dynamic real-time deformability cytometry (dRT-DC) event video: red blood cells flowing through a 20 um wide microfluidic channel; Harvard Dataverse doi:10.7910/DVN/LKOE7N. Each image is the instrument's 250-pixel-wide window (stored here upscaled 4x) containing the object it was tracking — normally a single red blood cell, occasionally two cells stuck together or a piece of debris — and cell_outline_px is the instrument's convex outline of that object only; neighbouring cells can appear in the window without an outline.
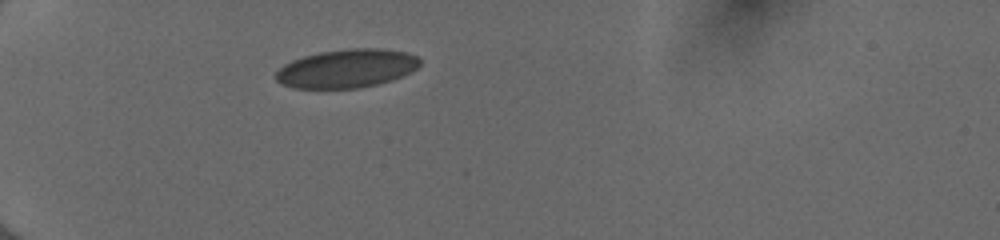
{"species": "human", "species_latin": "Homo sapiens", "temperature_condition": "cold", "stored_images_in_passage": 36, "camera_frame_rate_fps": 3000, "um_per_image_px": 0.085, "donor": {"sex": "female"}, "frame": {"image": 1, "passage_image": 1, "time_ms": 0.0, "image_size_px": [1000, 240], "cell_outline_px": [[420, 64], [416, 68], [392, 80], [360, 88], [292, 88], [280, 84], [276, 80], [276, 72], [284, 64], [292, 60], [304, 56], [320, 52], [348, 48], [380, 48], [404, 52], [416, 56], [420, 60]], "centroid_in_image_um": [29.43, 5.82], "position_along_channel_um": 55.6, "area_um2": 32.19}}
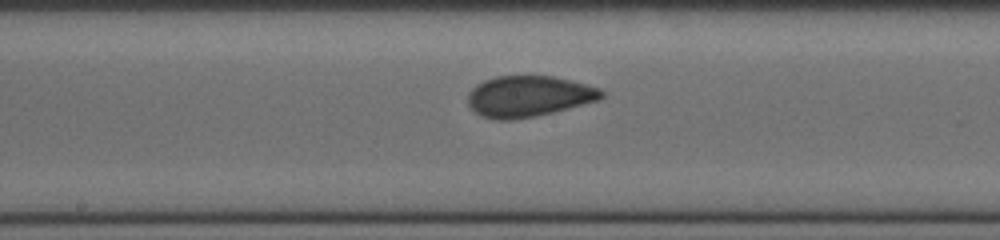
{"frame": {"image": 2, "passage_image": 14, "time_ms": 4.333, "image_size_px": [1000, 240], "cell_outline_px": [[604, 96], [600, 100], [536, 116], [512, 120], [496, 120], [480, 116], [468, 104], [468, 92], [476, 84], [484, 80], [496, 76], [552, 76], [572, 80], [600, 88], [604, 92]], "centroid_in_image_um": [44.93, 8.18], "position_along_channel_um": 203.3, "area_um2": 32.08}}
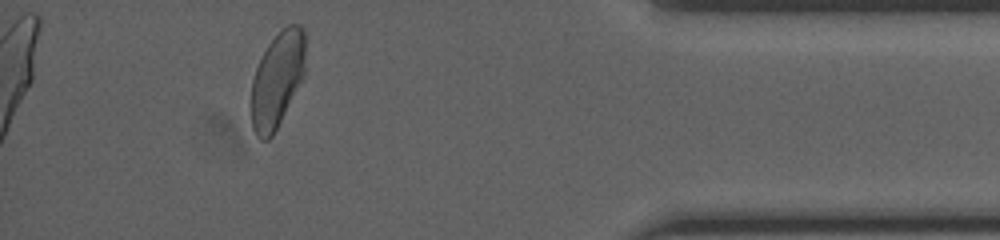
{"frame": {"image": 3, "passage_image": 32, "time_ms": 10.333, "image_size_px": [1000, 240], "cell_outline_px": [[304, 76], [272, 136], [268, 140], [260, 140], [256, 136], [252, 128], [252, 80], [256, 68], [268, 44], [288, 24], [300, 24], [304, 28]], "centroid_in_image_um": [23.56, 6.78], "position_along_channel_um": 411.6, "area_um2": 29.65}, "authors_computed_cell_mechanics": {"area_um2": 31.4721, "velocity_mm_per_s": 4.0208, "shape_relaxation_time_tau1_ms": 9.0508, "shape_relaxation_time_tau2_ms": null, "deformation_change_tau1": 0.1845, "deformation_change_tau2": null}}